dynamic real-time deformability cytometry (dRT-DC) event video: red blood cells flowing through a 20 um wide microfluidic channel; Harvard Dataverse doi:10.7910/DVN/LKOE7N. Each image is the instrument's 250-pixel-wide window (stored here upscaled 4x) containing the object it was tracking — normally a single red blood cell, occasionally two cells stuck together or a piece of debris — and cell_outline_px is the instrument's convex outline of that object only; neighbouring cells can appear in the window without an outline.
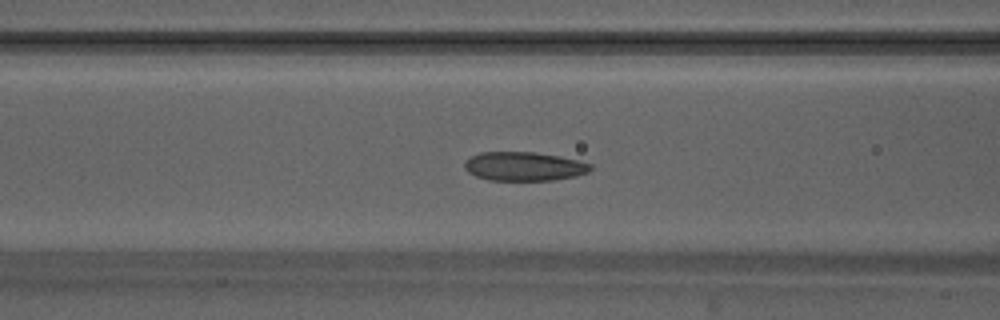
{"species": "Egyptian fruit bat (a non-hibernating species)", "species_latin": "Rousettus aegyptiacus", "temperature_condition": "warm", "stored_images_in_passage": 49, "camera_frame_rate_fps": 3000, "um_per_image_px": 0.085, "animal": {"sex": "male"}, "frame": {"image": 1, "passage_image": 20, "time_ms": 6.333, "image_size_px": [1000, 320], "cell_outline_px": [[592, 168], [588, 172], [576, 176], [552, 180], [488, 180], [476, 176], [468, 172], [464, 168], [464, 160], [480, 152], [532, 152], [560, 156], [592, 164]], "centroid_in_image_um": [44.52, 14.14], "position_along_channel_um": 122.1, "area_um2": 21.21}}
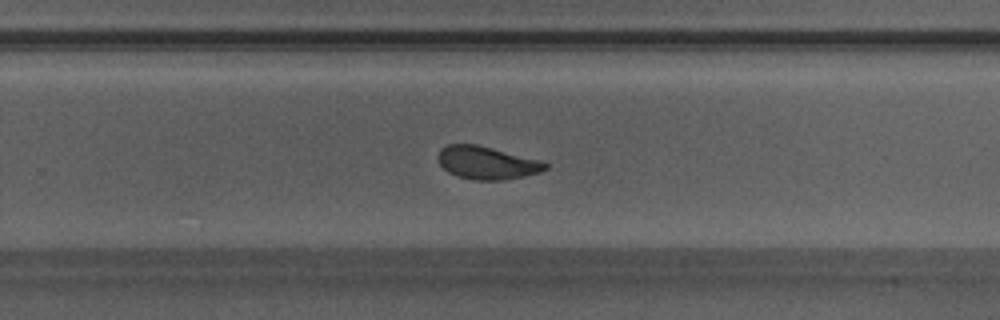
{"frame": {"image": 2, "passage_image": 32, "time_ms": 10.333, "image_size_px": [1000, 320], "cell_outline_px": [[548, 168], [540, 172], [524, 176], [504, 180], [476, 180], [456, 176], [448, 172], [440, 164], [436, 156], [440, 148], [448, 144], [476, 144], [540, 160], [548, 164]], "centroid_in_image_um": [41.35, 13.84], "position_along_channel_um": 288.4, "area_um2": 20.58}}
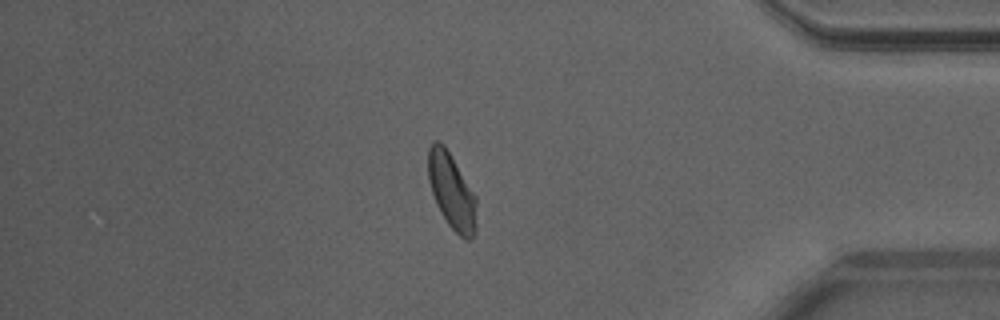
{"frame": {"image": 3, "passage_image": 42, "time_ms": 13.667, "image_size_px": [1000, 320], "cell_outline_px": [[476, 228], [472, 240], [464, 240], [448, 224], [440, 212], [436, 204], [428, 180], [428, 148], [432, 140], [440, 140], [444, 144], [476, 196]], "centroid_in_image_um": [38.38, 16.25], "position_along_channel_um": 396.8, "area_um2": 21.5}, "authors_computed_cell_mechanics": {"area_um2": 21.386, "velocity_mm_per_s": 4.1728, "shape_relaxation_time_tau1_ms": 5.8825, "shape_relaxation_time_tau2_ms": 1.3586, "deformation_change_tau1": 0.1491, "deformation_change_tau2": 0.0769}}